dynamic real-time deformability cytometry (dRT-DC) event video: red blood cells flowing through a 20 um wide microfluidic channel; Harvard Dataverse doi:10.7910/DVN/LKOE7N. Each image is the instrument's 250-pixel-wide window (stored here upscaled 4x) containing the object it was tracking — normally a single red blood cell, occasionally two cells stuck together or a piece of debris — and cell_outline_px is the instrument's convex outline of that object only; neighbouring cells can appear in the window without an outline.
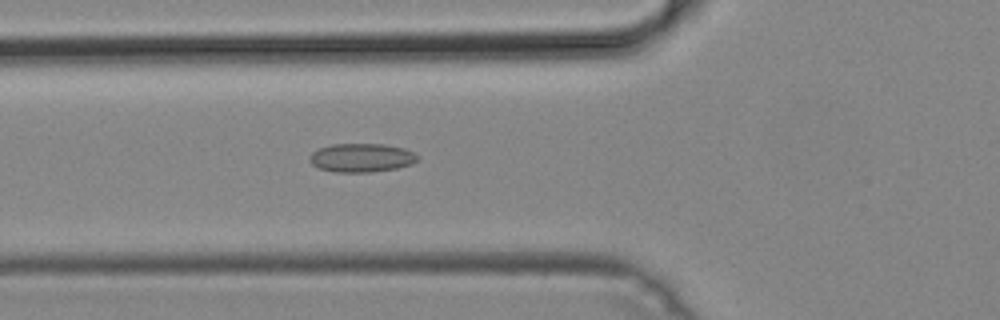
{"species": "common noctule bat (a hibernating species)", "species_latin": "Nyctalus noctula", "temperature_condition": "cold", "stored_images_in_passage": 40, "camera_frame_rate_fps": 3000, "um_per_image_px": 0.085, "animal": {"sex": "male", "body_mass_g": 19.2, "forearm_length_mm": 51.8}, "frame": {"image": 1, "passage_image": 19, "time_ms": 6.0, "image_size_px": [1000, 320], "cell_outline_px": [[420, 156], [412, 164], [396, 168], [372, 172], [336, 172], [320, 168], [312, 164], [308, 160], [308, 156], [312, 152], [320, 148], [332, 144], [384, 144], [404, 148]], "centroid_in_image_um": [30.72, 13.4], "position_along_channel_um": 95.1, "area_um2": 18.03}}
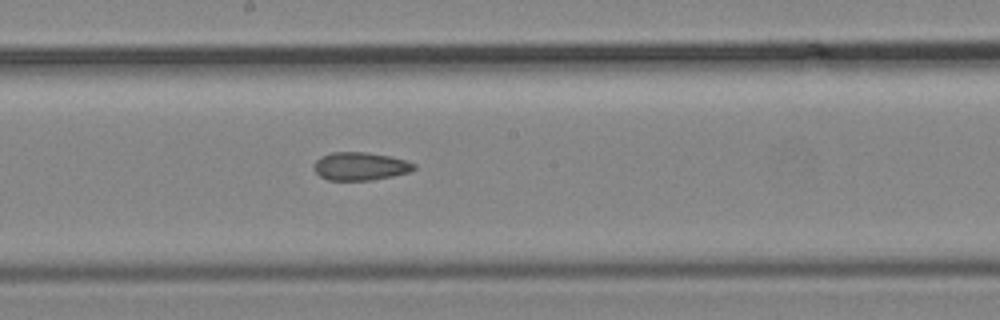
{"frame": {"image": 2, "passage_image": 28, "time_ms": 9.0, "image_size_px": [1000, 320], "cell_outline_px": [[416, 168], [408, 172], [392, 176], [372, 180], [328, 180], [320, 176], [312, 168], [312, 164], [320, 156], [332, 152], [364, 152], [392, 156], [416, 164]], "centroid_in_image_um": [30.59, 14.12], "position_along_channel_um": 217.6, "area_um2": 16.47}}
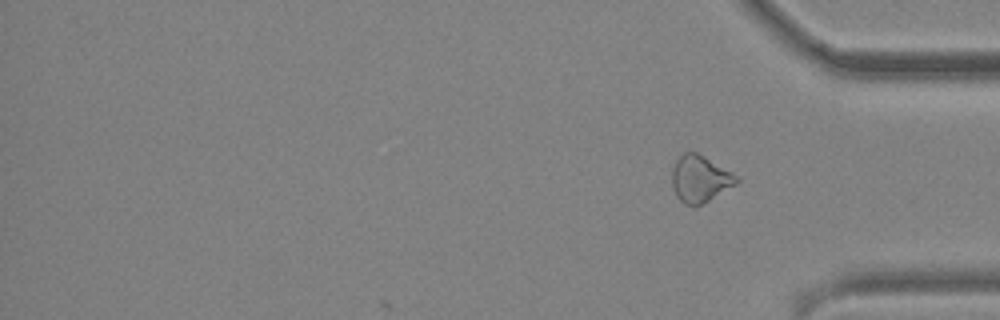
{"frame": {"image": 3, "passage_image": 40, "time_ms": 13.0, "image_size_px": [1000, 320], "cell_outline_px": [[740, 180], [736, 184], [696, 208], [692, 208], [684, 204], [676, 196], [672, 184], [672, 168], [676, 160], [684, 152], [696, 152], [740, 176]], "centroid_in_image_um": [59.5, 15.23], "position_along_channel_um": 375.7, "area_um2": 17.8}}